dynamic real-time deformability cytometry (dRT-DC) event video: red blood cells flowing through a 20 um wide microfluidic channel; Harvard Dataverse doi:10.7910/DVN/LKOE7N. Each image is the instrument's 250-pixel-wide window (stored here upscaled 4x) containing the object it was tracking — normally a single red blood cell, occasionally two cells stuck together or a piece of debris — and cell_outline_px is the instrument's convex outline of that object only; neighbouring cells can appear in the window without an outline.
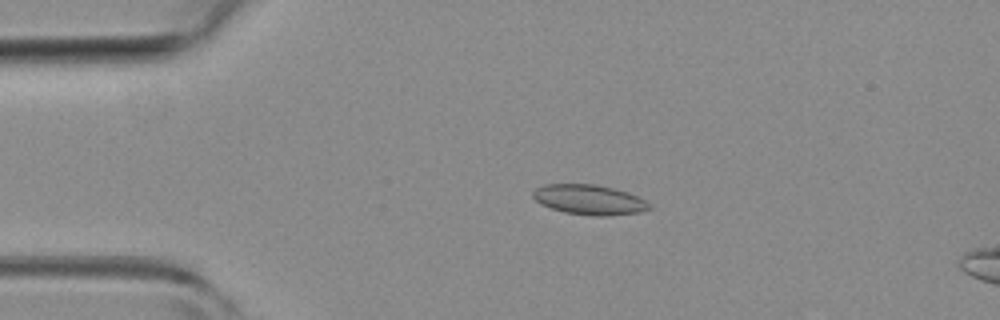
{"species": "common noctule bat (a hibernating species)", "species_latin": "Nyctalus noctula", "temperature_condition": "room temperature", "stored_images_in_passage": 14, "camera_frame_rate_fps": 3000, "um_per_image_px": 0.085, "animal": {"sex": "female", "body_mass_g": 19.3, "forearm_length_mm": 54.1}, "frame": {"image": 1, "passage_image": 10, "time_ms": 3.0, "image_size_px": [1000, 320], "cell_outline_px": [[652, 208], [640, 212], [608, 216], [596, 216], [564, 212], [540, 204], [532, 196], [532, 192], [536, 188], [544, 184], [596, 184], [628, 192], [652, 204]], "centroid_in_image_um": [50.09, 16.97], "position_along_channel_um": 34.9, "area_um2": 20.35}}